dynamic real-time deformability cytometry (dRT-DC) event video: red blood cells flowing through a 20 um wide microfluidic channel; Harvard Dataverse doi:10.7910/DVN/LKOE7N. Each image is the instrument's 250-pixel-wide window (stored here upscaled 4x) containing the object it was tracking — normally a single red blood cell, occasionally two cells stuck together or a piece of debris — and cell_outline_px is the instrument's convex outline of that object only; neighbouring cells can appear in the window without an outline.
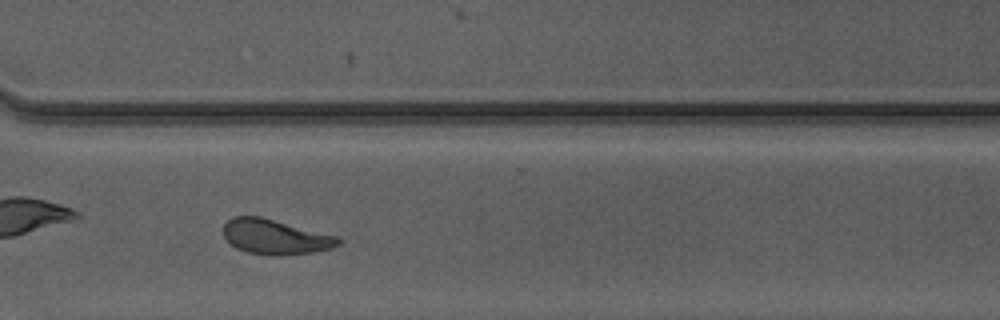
{"species": "Egyptian fruit bat (a non-hibernating species)", "species_latin": "Rousettus aegyptiacus", "temperature_condition": "warm", "stored_images_in_passage": 39, "camera_frame_rate_fps": 3000, "um_per_image_px": 0.085, "animal": {"sex": "male"}, "frame": {"image": 1, "passage_image": 28, "time_ms": 9.0, "image_size_px": [1000, 320], "cell_outline_px": [[340, 244], [332, 248], [312, 252], [280, 256], [272, 256], [248, 252], [236, 248], [224, 236], [224, 224], [228, 220], [236, 216], [260, 216], [340, 236]], "centroid_in_image_um": [23.44, 20.13], "position_along_channel_um": 347.2, "area_um2": 23.47}, "authors_computed_cell_mechanics": {"area_um2": 23.1778, "velocity_mm_per_s": 4.1382, "shape_relaxation_time_tau1_ms": null, "shape_relaxation_time_tau2_ms": 1.6016, "deformation_change_tau1": null, "deformation_change_tau2": 0.0835}}